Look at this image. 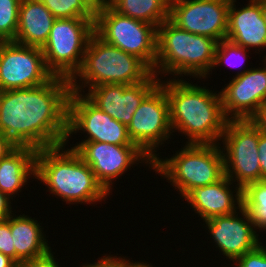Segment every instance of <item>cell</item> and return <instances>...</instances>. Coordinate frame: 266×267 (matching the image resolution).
<instances>
[{
	"instance_id": "cell-1",
	"label": "cell",
	"mask_w": 266,
	"mask_h": 267,
	"mask_svg": "<svg viewBox=\"0 0 266 267\" xmlns=\"http://www.w3.org/2000/svg\"><path fill=\"white\" fill-rule=\"evenodd\" d=\"M70 92L69 79L58 76L40 86L0 91V133L35 150L63 145Z\"/></svg>"
},
{
	"instance_id": "cell-2",
	"label": "cell",
	"mask_w": 266,
	"mask_h": 267,
	"mask_svg": "<svg viewBox=\"0 0 266 267\" xmlns=\"http://www.w3.org/2000/svg\"><path fill=\"white\" fill-rule=\"evenodd\" d=\"M166 78L160 79L159 84L168 98L173 133L185 136L188 140L184 144H218L228 121L222 110L220 91L184 78Z\"/></svg>"
},
{
	"instance_id": "cell-3",
	"label": "cell",
	"mask_w": 266,
	"mask_h": 267,
	"mask_svg": "<svg viewBox=\"0 0 266 267\" xmlns=\"http://www.w3.org/2000/svg\"><path fill=\"white\" fill-rule=\"evenodd\" d=\"M60 145L37 150L35 179L65 204H95L106 201L109 193L94 172L72 149Z\"/></svg>"
},
{
	"instance_id": "cell-4",
	"label": "cell",
	"mask_w": 266,
	"mask_h": 267,
	"mask_svg": "<svg viewBox=\"0 0 266 267\" xmlns=\"http://www.w3.org/2000/svg\"><path fill=\"white\" fill-rule=\"evenodd\" d=\"M217 44L213 38L179 28L168 18L157 29V53L153 73L162 79L166 75H172L174 77L171 76V79L189 76L206 80L212 74Z\"/></svg>"
},
{
	"instance_id": "cell-5",
	"label": "cell",
	"mask_w": 266,
	"mask_h": 267,
	"mask_svg": "<svg viewBox=\"0 0 266 267\" xmlns=\"http://www.w3.org/2000/svg\"><path fill=\"white\" fill-rule=\"evenodd\" d=\"M152 73L137 56L105 42L94 32L80 69L69 80L70 89L84 94L86 88L89 90L102 84L134 85L145 81Z\"/></svg>"
},
{
	"instance_id": "cell-6",
	"label": "cell",
	"mask_w": 266,
	"mask_h": 267,
	"mask_svg": "<svg viewBox=\"0 0 266 267\" xmlns=\"http://www.w3.org/2000/svg\"><path fill=\"white\" fill-rule=\"evenodd\" d=\"M170 158L157 157L153 171L175 188L180 198L193 189L211 185L225 176L221 145L185 143Z\"/></svg>"
},
{
	"instance_id": "cell-7",
	"label": "cell",
	"mask_w": 266,
	"mask_h": 267,
	"mask_svg": "<svg viewBox=\"0 0 266 267\" xmlns=\"http://www.w3.org/2000/svg\"><path fill=\"white\" fill-rule=\"evenodd\" d=\"M157 27L114 11L106 2L97 10L94 32L105 42L137 56L154 71Z\"/></svg>"
},
{
	"instance_id": "cell-8",
	"label": "cell",
	"mask_w": 266,
	"mask_h": 267,
	"mask_svg": "<svg viewBox=\"0 0 266 267\" xmlns=\"http://www.w3.org/2000/svg\"><path fill=\"white\" fill-rule=\"evenodd\" d=\"M95 18L55 19L47 42L41 48L47 69L71 79L80 69L85 50L94 33Z\"/></svg>"
},
{
	"instance_id": "cell-9",
	"label": "cell",
	"mask_w": 266,
	"mask_h": 267,
	"mask_svg": "<svg viewBox=\"0 0 266 267\" xmlns=\"http://www.w3.org/2000/svg\"><path fill=\"white\" fill-rule=\"evenodd\" d=\"M221 140L225 175L241 189L261 181L258 128L249 119L228 120Z\"/></svg>"
},
{
	"instance_id": "cell-10",
	"label": "cell",
	"mask_w": 266,
	"mask_h": 267,
	"mask_svg": "<svg viewBox=\"0 0 266 267\" xmlns=\"http://www.w3.org/2000/svg\"><path fill=\"white\" fill-rule=\"evenodd\" d=\"M127 128L132 142L150 159L154 161L160 156L158 150L175 135L170 123L168 98L160 84L140 103Z\"/></svg>"
},
{
	"instance_id": "cell-11",
	"label": "cell",
	"mask_w": 266,
	"mask_h": 267,
	"mask_svg": "<svg viewBox=\"0 0 266 267\" xmlns=\"http://www.w3.org/2000/svg\"><path fill=\"white\" fill-rule=\"evenodd\" d=\"M85 134L81 142H104L116 145H135L126 125L110 117L84 94L71 91L68 98L67 136ZM87 134V135H86Z\"/></svg>"
},
{
	"instance_id": "cell-12",
	"label": "cell",
	"mask_w": 266,
	"mask_h": 267,
	"mask_svg": "<svg viewBox=\"0 0 266 267\" xmlns=\"http://www.w3.org/2000/svg\"><path fill=\"white\" fill-rule=\"evenodd\" d=\"M76 144V145H75ZM72 144L81 159L90 166L97 181L110 194L115 180L131 170L136 164L148 166L153 170V160L137 145H116L104 142H78ZM145 163V164H144ZM114 183V184H113Z\"/></svg>"
},
{
	"instance_id": "cell-13",
	"label": "cell",
	"mask_w": 266,
	"mask_h": 267,
	"mask_svg": "<svg viewBox=\"0 0 266 267\" xmlns=\"http://www.w3.org/2000/svg\"><path fill=\"white\" fill-rule=\"evenodd\" d=\"M53 76L46 67L41 48L14 41L3 44L0 53V91L40 86Z\"/></svg>"
},
{
	"instance_id": "cell-14",
	"label": "cell",
	"mask_w": 266,
	"mask_h": 267,
	"mask_svg": "<svg viewBox=\"0 0 266 267\" xmlns=\"http://www.w3.org/2000/svg\"><path fill=\"white\" fill-rule=\"evenodd\" d=\"M231 0H170L169 19L196 35L226 39Z\"/></svg>"
},
{
	"instance_id": "cell-15",
	"label": "cell",
	"mask_w": 266,
	"mask_h": 267,
	"mask_svg": "<svg viewBox=\"0 0 266 267\" xmlns=\"http://www.w3.org/2000/svg\"><path fill=\"white\" fill-rule=\"evenodd\" d=\"M261 61L264 67H244L220 89L222 110L228 120H247L266 103V59Z\"/></svg>"
},
{
	"instance_id": "cell-16",
	"label": "cell",
	"mask_w": 266,
	"mask_h": 267,
	"mask_svg": "<svg viewBox=\"0 0 266 267\" xmlns=\"http://www.w3.org/2000/svg\"><path fill=\"white\" fill-rule=\"evenodd\" d=\"M203 222L219 255L222 254L230 263L257 248L263 240L243 207L232 214L215 216Z\"/></svg>"
},
{
	"instance_id": "cell-17",
	"label": "cell",
	"mask_w": 266,
	"mask_h": 267,
	"mask_svg": "<svg viewBox=\"0 0 266 267\" xmlns=\"http://www.w3.org/2000/svg\"><path fill=\"white\" fill-rule=\"evenodd\" d=\"M159 82L160 78L152 73L141 83L102 84L87 90L84 95L110 117L128 126L140 103Z\"/></svg>"
},
{
	"instance_id": "cell-18",
	"label": "cell",
	"mask_w": 266,
	"mask_h": 267,
	"mask_svg": "<svg viewBox=\"0 0 266 267\" xmlns=\"http://www.w3.org/2000/svg\"><path fill=\"white\" fill-rule=\"evenodd\" d=\"M236 1H230L226 39L248 50L253 48L254 53H263L266 49V22L260 0H248L241 8L236 7Z\"/></svg>"
},
{
	"instance_id": "cell-19",
	"label": "cell",
	"mask_w": 266,
	"mask_h": 267,
	"mask_svg": "<svg viewBox=\"0 0 266 267\" xmlns=\"http://www.w3.org/2000/svg\"><path fill=\"white\" fill-rule=\"evenodd\" d=\"M183 200L205 221L238 211L242 207V189L225 175L214 184L193 189Z\"/></svg>"
},
{
	"instance_id": "cell-20",
	"label": "cell",
	"mask_w": 266,
	"mask_h": 267,
	"mask_svg": "<svg viewBox=\"0 0 266 267\" xmlns=\"http://www.w3.org/2000/svg\"><path fill=\"white\" fill-rule=\"evenodd\" d=\"M42 223L28 214L10 216V230L15 247V262L20 266L23 262L46 255L51 246L44 232ZM43 227V228H42Z\"/></svg>"
},
{
	"instance_id": "cell-21",
	"label": "cell",
	"mask_w": 266,
	"mask_h": 267,
	"mask_svg": "<svg viewBox=\"0 0 266 267\" xmlns=\"http://www.w3.org/2000/svg\"><path fill=\"white\" fill-rule=\"evenodd\" d=\"M55 19L40 0H21L14 42L42 48Z\"/></svg>"
},
{
	"instance_id": "cell-22",
	"label": "cell",
	"mask_w": 266,
	"mask_h": 267,
	"mask_svg": "<svg viewBox=\"0 0 266 267\" xmlns=\"http://www.w3.org/2000/svg\"><path fill=\"white\" fill-rule=\"evenodd\" d=\"M36 153L34 148L17 146L0 159V191L12 201L25 185L27 187L30 178L35 180Z\"/></svg>"
},
{
	"instance_id": "cell-23",
	"label": "cell",
	"mask_w": 266,
	"mask_h": 267,
	"mask_svg": "<svg viewBox=\"0 0 266 267\" xmlns=\"http://www.w3.org/2000/svg\"><path fill=\"white\" fill-rule=\"evenodd\" d=\"M116 12L158 28L169 18L170 0H107Z\"/></svg>"
},
{
	"instance_id": "cell-24",
	"label": "cell",
	"mask_w": 266,
	"mask_h": 267,
	"mask_svg": "<svg viewBox=\"0 0 266 267\" xmlns=\"http://www.w3.org/2000/svg\"><path fill=\"white\" fill-rule=\"evenodd\" d=\"M242 207L249 213L256 231L266 232V180L250 183L242 189Z\"/></svg>"
},
{
	"instance_id": "cell-25",
	"label": "cell",
	"mask_w": 266,
	"mask_h": 267,
	"mask_svg": "<svg viewBox=\"0 0 266 267\" xmlns=\"http://www.w3.org/2000/svg\"><path fill=\"white\" fill-rule=\"evenodd\" d=\"M56 19L95 18L96 11L85 0H40Z\"/></svg>"
},
{
	"instance_id": "cell-26",
	"label": "cell",
	"mask_w": 266,
	"mask_h": 267,
	"mask_svg": "<svg viewBox=\"0 0 266 267\" xmlns=\"http://www.w3.org/2000/svg\"><path fill=\"white\" fill-rule=\"evenodd\" d=\"M248 49L232 43L225 39L218 42L215 50V59L212 70H216L222 65L231 67H242V63L248 60ZM216 67V68H215Z\"/></svg>"
},
{
	"instance_id": "cell-27",
	"label": "cell",
	"mask_w": 266,
	"mask_h": 267,
	"mask_svg": "<svg viewBox=\"0 0 266 267\" xmlns=\"http://www.w3.org/2000/svg\"><path fill=\"white\" fill-rule=\"evenodd\" d=\"M21 0H0V39L14 41Z\"/></svg>"
},
{
	"instance_id": "cell-28",
	"label": "cell",
	"mask_w": 266,
	"mask_h": 267,
	"mask_svg": "<svg viewBox=\"0 0 266 267\" xmlns=\"http://www.w3.org/2000/svg\"><path fill=\"white\" fill-rule=\"evenodd\" d=\"M266 244L261 243L252 251L246 252L239 259L233 260V267H266ZM222 267H227L222 266Z\"/></svg>"
},
{
	"instance_id": "cell-29",
	"label": "cell",
	"mask_w": 266,
	"mask_h": 267,
	"mask_svg": "<svg viewBox=\"0 0 266 267\" xmlns=\"http://www.w3.org/2000/svg\"><path fill=\"white\" fill-rule=\"evenodd\" d=\"M0 252L15 261V247L13 246L10 230V216L5 220H0Z\"/></svg>"
},
{
	"instance_id": "cell-30",
	"label": "cell",
	"mask_w": 266,
	"mask_h": 267,
	"mask_svg": "<svg viewBox=\"0 0 266 267\" xmlns=\"http://www.w3.org/2000/svg\"><path fill=\"white\" fill-rule=\"evenodd\" d=\"M52 249L44 256L23 262L20 267H61Z\"/></svg>"
},
{
	"instance_id": "cell-31",
	"label": "cell",
	"mask_w": 266,
	"mask_h": 267,
	"mask_svg": "<svg viewBox=\"0 0 266 267\" xmlns=\"http://www.w3.org/2000/svg\"><path fill=\"white\" fill-rule=\"evenodd\" d=\"M113 255L110 252V254H105L98 258L96 262L83 263L80 267H120V256Z\"/></svg>"
},
{
	"instance_id": "cell-32",
	"label": "cell",
	"mask_w": 266,
	"mask_h": 267,
	"mask_svg": "<svg viewBox=\"0 0 266 267\" xmlns=\"http://www.w3.org/2000/svg\"><path fill=\"white\" fill-rule=\"evenodd\" d=\"M257 147L262 181L266 180V134L259 132V142Z\"/></svg>"
},
{
	"instance_id": "cell-33",
	"label": "cell",
	"mask_w": 266,
	"mask_h": 267,
	"mask_svg": "<svg viewBox=\"0 0 266 267\" xmlns=\"http://www.w3.org/2000/svg\"><path fill=\"white\" fill-rule=\"evenodd\" d=\"M249 120L258 128L259 132L266 134V103L259 107Z\"/></svg>"
},
{
	"instance_id": "cell-34",
	"label": "cell",
	"mask_w": 266,
	"mask_h": 267,
	"mask_svg": "<svg viewBox=\"0 0 266 267\" xmlns=\"http://www.w3.org/2000/svg\"><path fill=\"white\" fill-rule=\"evenodd\" d=\"M12 199L0 191V220H5L13 213Z\"/></svg>"
},
{
	"instance_id": "cell-35",
	"label": "cell",
	"mask_w": 266,
	"mask_h": 267,
	"mask_svg": "<svg viewBox=\"0 0 266 267\" xmlns=\"http://www.w3.org/2000/svg\"><path fill=\"white\" fill-rule=\"evenodd\" d=\"M17 146L7 137L0 133V159L6 157Z\"/></svg>"
},
{
	"instance_id": "cell-36",
	"label": "cell",
	"mask_w": 266,
	"mask_h": 267,
	"mask_svg": "<svg viewBox=\"0 0 266 267\" xmlns=\"http://www.w3.org/2000/svg\"><path fill=\"white\" fill-rule=\"evenodd\" d=\"M127 258V259H126ZM120 267H153V265L147 261H132L126 256H120Z\"/></svg>"
},
{
	"instance_id": "cell-37",
	"label": "cell",
	"mask_w": 266,
	"mask_h": 267,
	"mask_svg": "<svg viewBox=\"0 0 266 267\" xmlns=\"http://www.w3.org/2000/svg\"><path fill=\"white\" fill-rule=\"evenodd\" d=\"M0 267H20L13 259L9 256L4 255L0 252Z\"/></svg>"
},
{
	"instance_id": "cell-38",
	"label": "cell",
	"mask_w": 266,
	"mask_h": 267,
	"mask_svg": "<svg viewBox=\"0 0 266 267\" xmlns=\"http://www.w3.org/2000/svg\"><path fill=\"white\" fill-rule=\"evenodd\" d=\"M95 11L103 4L101 0H85Z\"/></svg>"
},
{
	"instance_id": "cell-39",
	"label": "cell",
	"mask_w": 266,
	"mask_h": 267,
	"mask_svg": "<svg viewBox=\"0 0 266 267\" xmlns=\"http://www.w3.org/2000/svg\"><path fill=\"white\" fill-rule=\"evenodd\" d=\"M260 5H261V8H262V15H263V18L266 22V0H260Z\"/></svg>"
},
{
	"instance_id": "cell-40",
	"label": "cell",
	"mask_w": 266,
	"mask_h": 267,
	"mask_svg": "<svg viewBox=\"0 0 266 267\" xmlns=\"http://www.w3.org/2000/svg\"><path fill=\"white\" fill-rule=\"evenodd\" d=\"M5 42H6V41L0 39V53H1V50H2V46H3V44H4Z\"/></svg>"
}]
</instances>
